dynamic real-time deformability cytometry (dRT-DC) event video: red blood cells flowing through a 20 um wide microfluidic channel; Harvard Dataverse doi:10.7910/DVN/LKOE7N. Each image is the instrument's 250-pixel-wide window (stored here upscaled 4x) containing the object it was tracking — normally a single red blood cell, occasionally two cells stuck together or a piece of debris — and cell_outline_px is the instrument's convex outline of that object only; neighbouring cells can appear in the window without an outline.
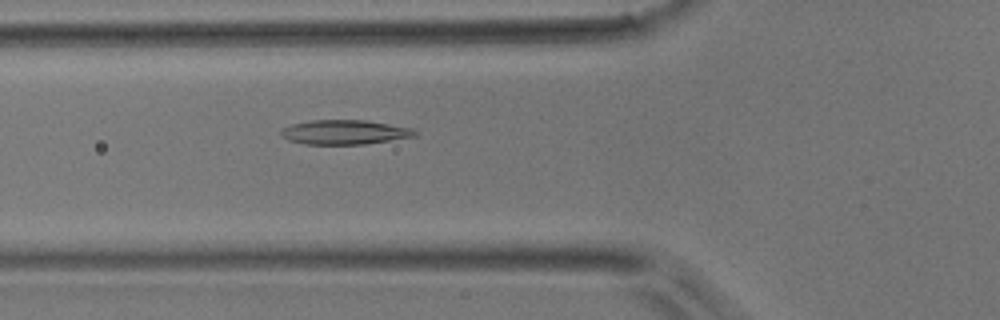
{"species": "common noctule bat (a hibernating species)", "species_latin": "Nyctalus noctula", "temperature_condition": "room temperature", "stored_images_in_passage": 41, "camera_frame_rate_fps": 3000, "um_per_image_px": 0.085, "animal": {"sex": "male", "body_mass_g": 17.9}, "frame": {"image": 1, "passage_image": 9, "time_ms": 2.667, "image_size_px": [1000, 320], "cell_outline_px": [[416, 136], [364, 144], [304, 144], [288, 140], [280, 136], [280, 132], [284, 128], [292, 124], [312, 120], [368, 120], [412, 128], [416, 132]], "centroid_in_image_um": [29.27, 11.23], "position_along_channel_um": 96.5, "area_um2": 19.02}}
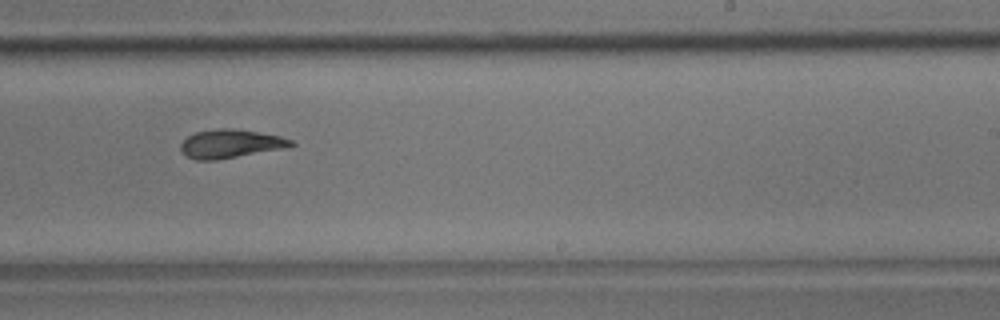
{"frame": {"image": 2, "passage_image": 22, "time_ms": 7.0, "image_size_px": [1000, 320], "cell_outline_px": [[296, 144], [288, 148], [216, 160], [196, 160], [188, 156], [180, 148], [180, 144], [188, 136], [196, 132], [220, 128], [232, 128], [280, 136], [292, 140]], "centroid_in_image_um": [19.63, 12.22], "position_along_channel_um": 269.4, "area_um2": 18.26}}
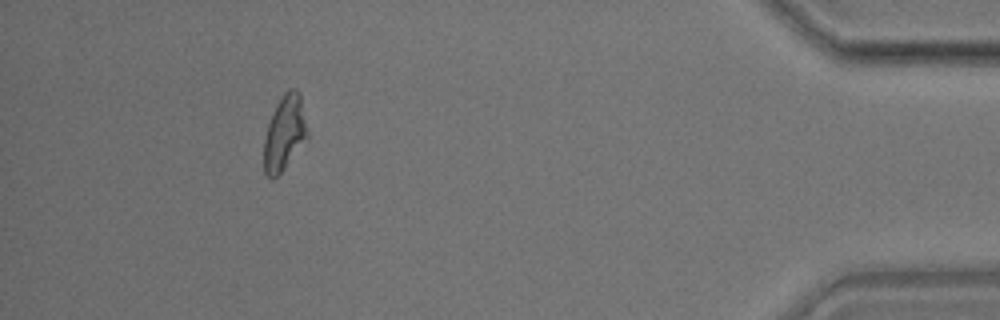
{"frame": {"image": 3, "passage_image": 37, "time_ms": 12.0, "image_size_px": [1000, 320], "cell_outline_px": [[308, 136], [284, 168], [272, 180], [264, 172], [264, 140], [268, 124], [272, 112], [276, 104], [284, 92], [288, 88], [296, 88], [300, 92], [308, 132]], "centroid_in_image_um": [24.18, 11.25], "position_along_channel_um": 411.0, "area_um2": 18.84}}